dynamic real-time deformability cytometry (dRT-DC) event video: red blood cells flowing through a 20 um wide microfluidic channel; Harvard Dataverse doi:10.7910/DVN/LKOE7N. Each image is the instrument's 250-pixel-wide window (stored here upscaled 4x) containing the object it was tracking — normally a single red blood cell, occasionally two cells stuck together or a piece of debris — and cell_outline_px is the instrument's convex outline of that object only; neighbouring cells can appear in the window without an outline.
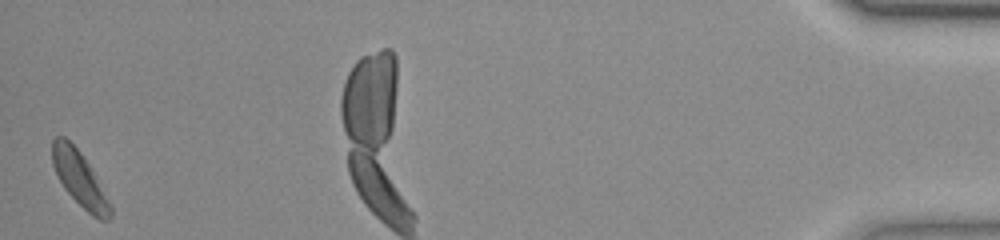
{"species": "common noctule bat (a hibernating species)", "species_latin": "Nyctalus noctula", "temperature_condition": "room temperature", "stored_images_in_passage": 39, "camera_frame_rate_fps": 3000, "um_per_image_px": 0.085, "animal": {"sex": "female", "body_mass_g": 23.0, "forearm_length_mm": 53.4}, "frame": {"image": 1, "passage_image": 39, "time_ms": 12.667, "image_size_px": [1000, 240], "cell_outline_px": [[112, 216], [108, 220], [100, 220], [92, 216], [64, 188], [52, 164], [52, 140], [56, 136], [64, 136], [80, 152], [88, 164], [108, 200], [112, 208]], "centroid_in_image_um": [6.75, 15.2], "position_along_channel_um": 428.5, "area_um2": 17.92}}